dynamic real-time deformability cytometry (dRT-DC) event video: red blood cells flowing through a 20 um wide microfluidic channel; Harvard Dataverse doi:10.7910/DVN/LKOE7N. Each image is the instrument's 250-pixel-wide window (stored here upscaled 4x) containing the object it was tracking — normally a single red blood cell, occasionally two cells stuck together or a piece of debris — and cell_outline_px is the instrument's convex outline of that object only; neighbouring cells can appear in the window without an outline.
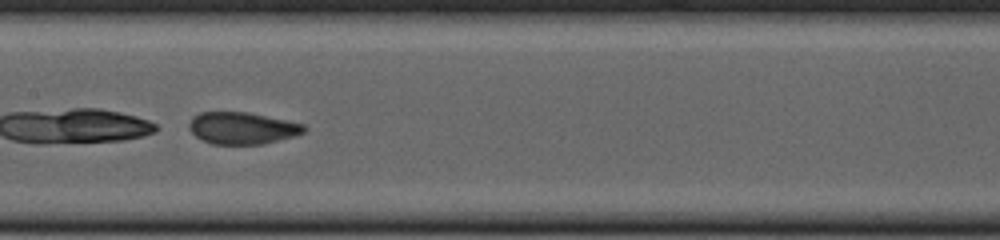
{"species": "common noctule bat (a hibernating species)", "species_latin": "Nyctalus noctula", "temperature_condition": "cold", "stored_images_in_passage": 52, "camera_frame_rate_fps": 3000, "um_per_image_px": 0.085, "animal": {"sex": "female", "body_mass_g": 23.0, "forearm_length_mm": 53.4}, "frame": {"image": 1, "passage_image": 26, "time_ms": 8.333, "image_size_px": [1000, 240], "cell_outline_px": [[308, 128], [304, 132], [296, 136], [264, 144], [212, 144], [196, 136], [188, 128], [188, 124], [192, 116], [200, 112], [248, 112], [304, 124]], "centroid_in_image_um": [20.6, 10.89], "position_along_channel_um": 186.8, "area_um2": 21.5}}
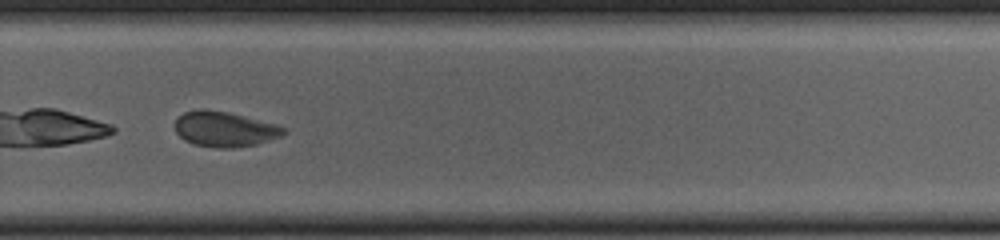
{"frame": {"image": 2, "passage_image": 36, "time_ms": 11.667, "image_size_px": [1000, 240], "cell_outline_px": [[288, 132], [280, 136], [256, 144], [232, 148], [216, 148], [192, 144], [184, 140], [176, 132], [176, 116], [184, 112], [200, 108], [208, 108], [228, 112], [276, 124], [288, 128]], "centroid_in_image_um": [19.08, 10.96], "position_along_channel_um": 310.7, "area_um2": 22.54}}